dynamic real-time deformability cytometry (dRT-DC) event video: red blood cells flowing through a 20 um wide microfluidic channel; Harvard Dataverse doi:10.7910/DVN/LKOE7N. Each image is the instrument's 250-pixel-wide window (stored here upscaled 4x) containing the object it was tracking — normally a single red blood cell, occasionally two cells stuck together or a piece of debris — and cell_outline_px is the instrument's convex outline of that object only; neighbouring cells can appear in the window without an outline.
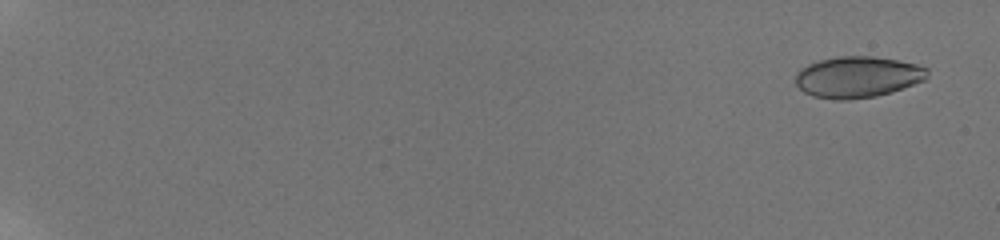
{"species": "human", "species_latin": "Homo sapiens", "temperature_condition": "room temperature", "stored_images_in_passage": 21, "camera_frame_rate_fps": 3000, "um_per_image_px": 0.085, "donor": {"sex": "male"}, "frame": {"image": 1, "passage_image": 4, "time_ms": 1.0, "image_size_px": [1000, 240], "cell_outline_px": [[928, 76], [924, 80], [892, 92], [876, 96], [848, 100], [836, 100], [812, 96], [804, 92], [796, 84], [796, 72], [800, 68], [808, 64], [820, 60], [836, 56], [872, 56], [896, 60], [916, 64], [928, 68]], "centroid_in_image_um": [72.88, 6.55], "position_along_channel_um": 12.1, "area_um2": 31.79}}